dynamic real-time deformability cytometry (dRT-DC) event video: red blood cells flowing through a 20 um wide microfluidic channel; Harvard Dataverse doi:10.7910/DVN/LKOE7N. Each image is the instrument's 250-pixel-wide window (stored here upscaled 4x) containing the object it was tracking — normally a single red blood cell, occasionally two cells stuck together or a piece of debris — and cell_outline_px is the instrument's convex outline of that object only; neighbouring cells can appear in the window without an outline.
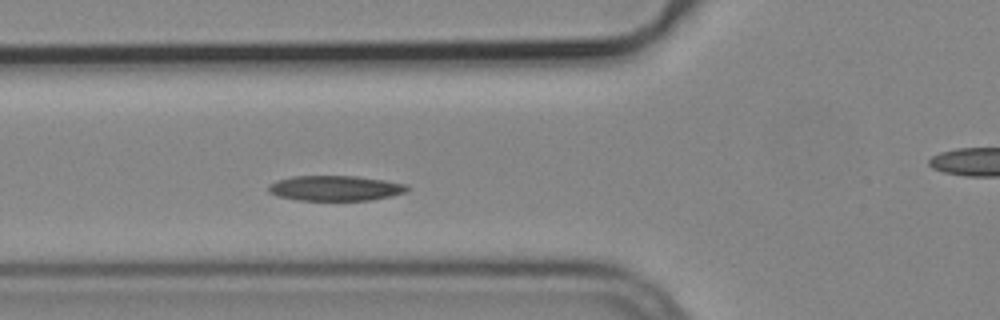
{"species": "common noctule bat (a hibernating species)", "species_latin": "Nyctalus noctula", "temperature_condition": "cold", "stored_images_in_passage": 5, "segment_of_instrument_passage": [1, 2], "camera_frame_rate_fps": 3000, "um_per_image_px": 0.085, "animal": {"sex": "male", "body_mass_g": 19.2, "forearm_length_mm": 51.8}, "frame": {"image": 1, "passage_image": 4, "time_ms": 1.0, "image_size_px": [1000, 320], "cell_outline_px": [[408, 188], [404, 192], [392, 196], [368, 200], [296, 200], [276, 196], [268, 192], [268, 184], [276, 180], [292, 176], [356, 176], [384, 180], [408, 184]], "centroid_in_image_um": [28.45, 15.99], "position_along_channel_um": 97.4, "area_um2": 20.46}}